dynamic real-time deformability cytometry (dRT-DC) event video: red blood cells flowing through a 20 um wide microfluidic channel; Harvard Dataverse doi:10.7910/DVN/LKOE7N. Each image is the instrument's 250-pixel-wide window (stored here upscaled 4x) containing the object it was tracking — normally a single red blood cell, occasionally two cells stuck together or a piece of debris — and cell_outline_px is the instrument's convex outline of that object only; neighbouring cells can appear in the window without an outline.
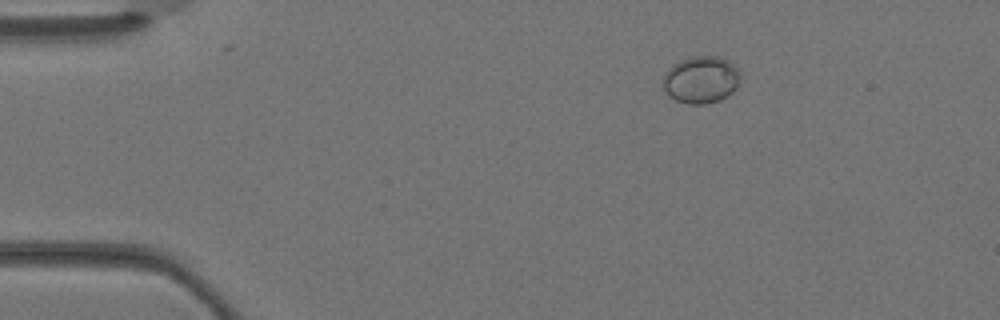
{"species": "Egyptian fruit bat (a non-hibernating species)", "species_latin": "Rousettus aegyptiacus", "temperature_condition": "warm", "stored_images_in_passage": 3, "camera_frame_rate_fps": 3000, "um_per_image_px": 0.085, "animal": {"sex": "female"}, "frame": {"image": 1, "passage_image": 2, "time_ms": 0.333, "image_size_px": [1000, 320], "cell_outline_px": [[740, 80], [736, 88], [732, 92], [720, 100], [704, 104], [688, 104], [676, 100], [668, 96], [664, 92], [664, 72], [672, 64], [680, 60], [692, 56], [716, 56], [728, 60], [740, 72]], "centroid_in_image_um": [59.57, 6.77], "position_along_channel_um": 25.4, "area_um2": 21.39}}